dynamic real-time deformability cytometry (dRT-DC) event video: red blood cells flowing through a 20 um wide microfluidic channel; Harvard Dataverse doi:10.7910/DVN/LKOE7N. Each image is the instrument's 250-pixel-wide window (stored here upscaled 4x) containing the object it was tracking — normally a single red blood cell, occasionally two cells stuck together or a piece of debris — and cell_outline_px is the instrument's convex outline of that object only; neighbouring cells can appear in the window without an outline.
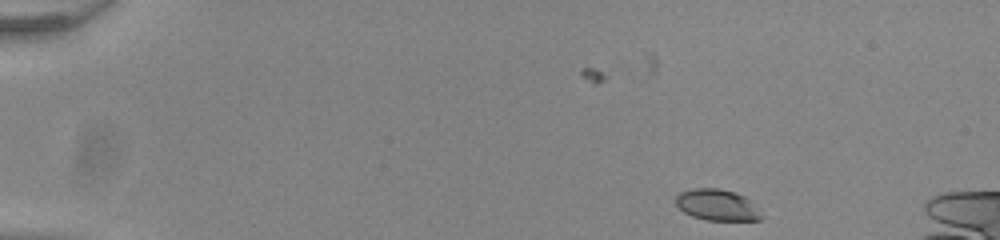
{"species": "common noctule bat (a hibernating species)", "species_latin": "Nyctalus noctula", "temperature_condition": "room temperature", "stored_images_in_passage": 43, "camera_frame_rate_fps": 3000, "um_per_image_px": 0.085, "animal": {"sex": "male", "body_mass_g": 20.0, "forearm_length_mm": 53.3}, "frame": {"image": 1, "passage_image": 1, "time_ms": 0.0, "image_size_px": [1000, 240], "cell_outline_px": [[764, 216], [760, 220], [704, 220], [692, 216], [684, 212], [676, 204], [676, 196], [680, 192], [692, 188], [720, 188], [736, 192], [752, 200]], "centroid_in_image_um": [60.99, 17.41], "position_along_channel_um": 24.0, "area_um2": 15.84}}
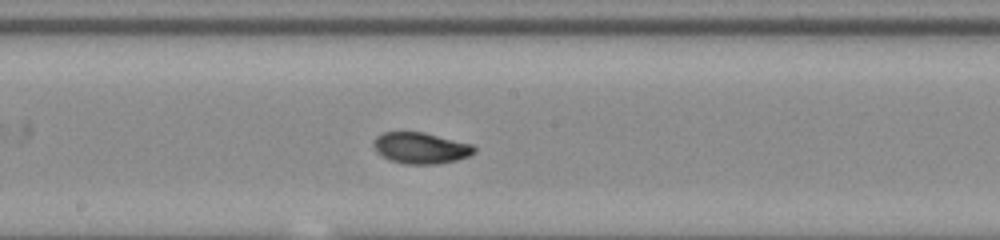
{"frame": {"image": 2, "passage_image": 24, "time_ms": 7.667, "image_size_px": [1000, 240], "cell_outline_px": [[476, 152], [468, 156], [456, 160], [436, 164], [404, 164], [388, 160], [380, 156], [376, 152], [372, 144], [376, 136], [384, 132], [424, 132], [472, 144], [476, 148]], "centroid_in_image_um": [35.73, 12.58], "position_along_channel_um": 212.5, "area_um2": 18.5}}
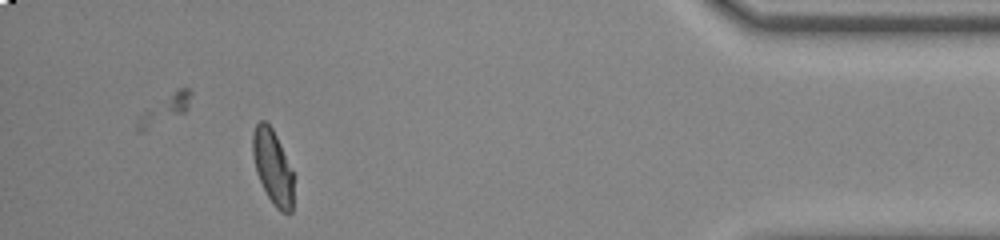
{"frame": {"image": 3, "passage_image": 43, "time_ms": 14.0, "image_size_px": [1000, 240], "cell_outline_px": [[292, 212], [288, 216], [280, 212], [272, 204], [256, 172], [252, 156], [252, 132], [256, 124], [260, 120], [264, 120], [272, 128], [280, 144], [292, 172]], "centroid_in_image_um": [23.15, 14.21], "position_along_channel_um": 412.0, "area_um2": 17.63}, "authors_computed_cell_mechanics": {"area_um2": 18.1492, "velocity_mm_per_s": 3.897, "shape_relaxation_time_tau1_ms": 4.1987, "shape_relaxation_time_tau2_ms": 1.2311, "deformation_change_tau1": 0.1488, "deformation_change_tau2": 0.0467}}